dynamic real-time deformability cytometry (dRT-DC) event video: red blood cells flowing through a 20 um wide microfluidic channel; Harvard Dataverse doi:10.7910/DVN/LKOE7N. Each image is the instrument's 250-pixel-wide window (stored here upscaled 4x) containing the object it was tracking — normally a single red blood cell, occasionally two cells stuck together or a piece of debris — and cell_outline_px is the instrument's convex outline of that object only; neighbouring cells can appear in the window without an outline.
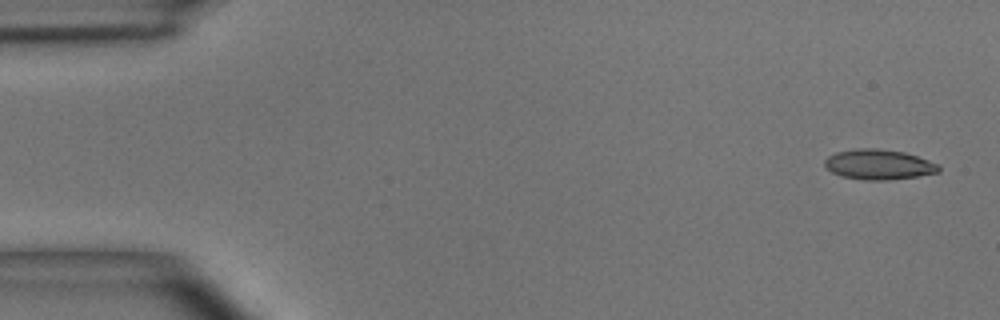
{"species": "common noctule bat (a hibernating species)", "species_latin": "Nyctalus noctula", "temperature_condition": "room temperature", "stored_images_in_passage": 5, "camera_frame_rate_fps": 3000, "um_per_image_px": 0.085, "animal": {"sex": "male", "body_mass_g": 15.6}, "frame": {"image": 1, "passage_image": 1, "time_ms": 0.0, "image_size_px": [1000, 320], "cell_outline_px": [[940, 172], [916, 176], [888, 180], [864, 180], [840, 176], [832, 172], [824, 164], [824, 160], [828, 156], [836, 152], [856, 148], [876, 148], [904, 152], [940, 164]], "centroid_in_image_um": [74.69, 13.98], "position_along_channel_um": 10.3, "area_um2": 20.06}}
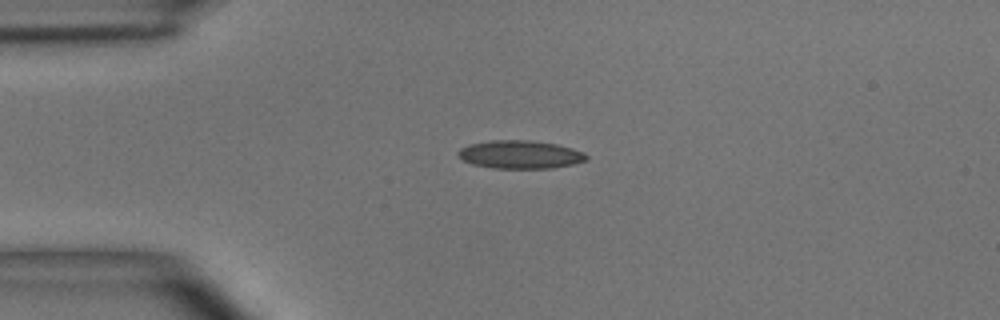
{"frame": {"image": 2, "passage_image": 4, "time_ms": 3.333, "image_size_px": [1000, 320], "cell_outline_px": [[588, 160], [572, 164], [552, 168], [492, 168], [472, 164], [464, 160], [456, 152], [460, 148], [468, 144], [492, 140], [528, 140], [556, 144], [572, 148], [584, 152], [588, 156]], "centroid_in_image_um": [44.21, 13.13], "position_along_channel_um": 40.8, "area_um2": 21.04}}